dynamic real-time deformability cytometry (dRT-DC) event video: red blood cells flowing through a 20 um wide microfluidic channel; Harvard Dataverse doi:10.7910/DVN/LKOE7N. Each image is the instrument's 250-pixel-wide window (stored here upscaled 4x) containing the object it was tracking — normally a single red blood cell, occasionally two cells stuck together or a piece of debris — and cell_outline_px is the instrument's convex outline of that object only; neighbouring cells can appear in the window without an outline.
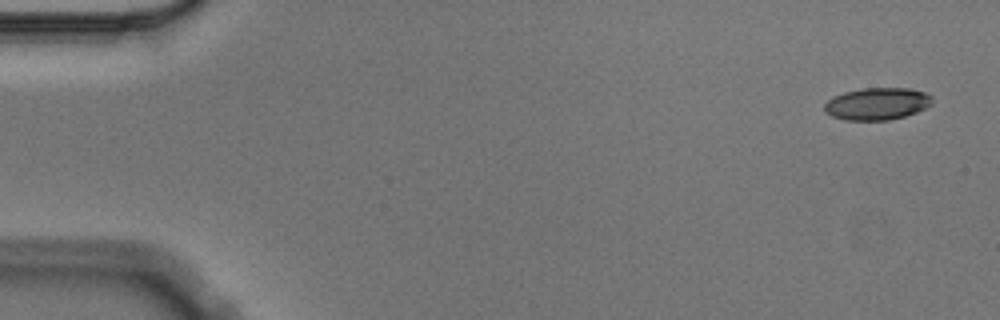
{"species": "Egyptian fruit bat (a non-hibernating species)", "species_latin": "Rousettus aegyptiacus", "temperature_condition": "cold", "stored_images_in_passage": 4, "camera_frame_rate_fps": 3000, "um_per_image_px": 0.085, "animal": {"sex": "male"}, "frame": {"image": 1, "passage_image": 1, "time_ms": 0.0, "image_size_px": [1000, 320], "cell_outline_px": [[932, 104], [916, 112], [904, 116], [888, 120], [844, 120], [832, 116], [824, 112], [824, 104], [832, 96], [844, 92], [864, 88], [908, 88], [924, 92], [932, 96]], "centroid_in_image_um": [74.53, 8.82], "position_along_channel_um": 10.5, "area_um2": 20.23}}
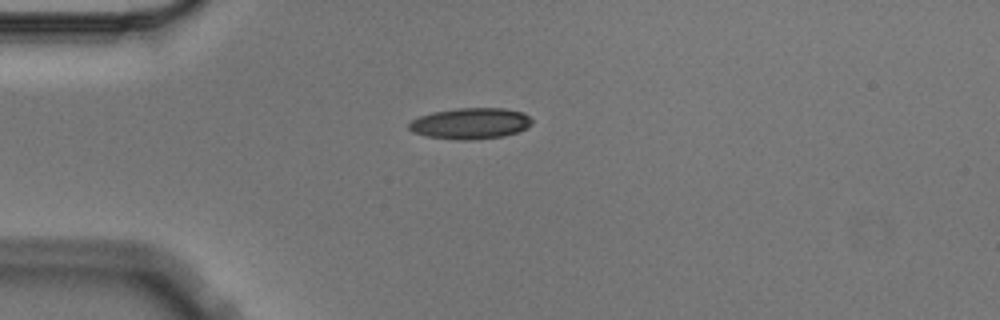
{"frame": {"image": 2, "passage_image": 4, "time_ms": 1.0, "image_size_px": [1000, 320], "cell_outline_px": [[532, 124], [516, 132], [504, 136], [468, 140], [460, 140], [428, 136], [412, 132], [408, 128], [408, 124], [412, 120], [420, 116], [432, 112], [456, 108], [504, 108], [524, 112], [532, 120]], "centroid_in_image_um": [39.98, 10.48], "position_along_channel_um": 45.0, "area_um2": 22.2}}